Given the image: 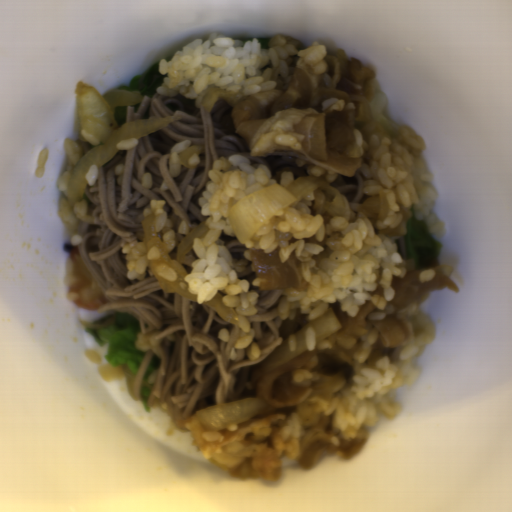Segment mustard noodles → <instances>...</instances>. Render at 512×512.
<instances>
[{
    "label": "mustard noodles",
    "mask_w": 512,
    "mask_h": 512,
    "mask_svg": "<svg viewBox=\"0 0 512 512\" xmlns=\"http://www.w3.org/2000/svg\"><path fill=\"white\" fill-rule=\"evenodd\" d=\"M235 102L218 99L209 112L185 96H141L127 105L122 122L159 117H179L163 128L135 137L138 145L117 150L97 166L94 184L84 185L81 199L93 224L80 222L81 257L96 280L106 303L98 308L109 314L126 312L140 322L135 346L144 356L135 375L134 390L140 399L146 365L158 362L147 399L176 421L199 409L256 396L262 376L260 364L290 335L311 321L297 312L283 319L279 303L285 290L260 289L253 285V264L244 241L221 233L238 280L249 282L248 291L258 297L257 311L247 316L260 353L257 359H231L230 351L242 337L239 324L228 323L205 302L186 300L181 293L166 291L151 267L141 279H130L124 243L145 241L143 211L152 200H164L163 208L173 232L183 221L191 231L206 216L198 200L209 182L216 160L242 155L253 169L264 165L276 184L289 185L305 178L295 150L278 149L253 156L230 117Z\"/></svg>",
    "instance_id": "obj_1"
},
{
    "label": "mustard noodles",
    "mask_w": 512,
    "mask_h": 512,
    "mask_svg": "<svg viewBox=\"0 0 512 512\" xmlns=\"http://www.w3.org/2000/svg\"><path fill=\"white\" fill-rule=\"evenodd\" d=\"M373 163L372 155L368 154L352 176H336L328 183V187L336 188L346 199L349 208L352 204L367 200L372 193H366L364 189L367 179L371 178Z\"/></svg>",
    "instance_id": "obj_2"
}]
</instances>
